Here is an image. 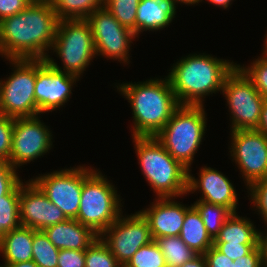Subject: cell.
I'll return each mask as SVG.
<instances>
[{
    "mask_svg": "<svg viewBox=\"0 0 267 267\" xmlns=\"http://www.w3.org/2000/svg\"><path fill=\"white\" fill-rule=\"evenodd\" d=\"M59 19L49 0H34L0 21V55L5 59H46Z\"/></svg>",
    "mask_w": 267,
    "mask_h": 267,
    "instance_id": "1",
    "label": "cell"
},
{
    "mask_svg": "<svg viewBox=\"0 0 267 267\" xmlns=\"http://www.w3.org/2000/svg\"><path fill=\"white\" fill-rule=\"evenodd\" d=\"M116 87L132 109V137H155L181 106L167 76Z\"/></svg>",
    "mask_w": 267,
    "mask_h": 267,
    "instance_id": "2",
    "label": "cell"
},
{
    "mask_svg": "<svg viewBox=\"0 0 267 267\" xmlns=\"http://www.w3.org/2000/svg\"><path fill=\"white\" fill-rule=\"evenodd\" d=\"M237 64L206 53L189 54L171 66L167 77L180 105L203 106L205 97L220 92Z\"/></svg>",
    "mask_w": 267,
    "mask_h": 267,
    "instance_id": "3",
    "label": "cell"
},
{
    "mask_svg": "<svg viewBox=\"0 0 267 267\" xmlns=\"http://www.w3.org/2000/svg\"><path fill=\"white\" fill-rule=\"evenodd\" d=\"M142 174L156 198L187 194L188 169L174 159L155 137H132Z\"/></svg>",
    "mask_w": 267,
    "mask_h": 267,
    "instance_id": "4",
    "label": "cell"
},
{
    "mask_svg": "<svg viewBox=\"0 0 267 267\" xmlns=\"http://www.w3.org/2000/svg\"><path fill=\"white\" fill-rule=\"evenodd\" d=\"M203 106L181 105L155 136L167 152L187 169L203 142L207 118Z\"/></svg>",
    "mask_w": 267,
    "mask_h": 267,
    "instance_id": "5",
    "label": "cell"
},
{
    "mask_svg": "<svg viewBox=\"0 0 267 267\" xmlns=\"http://www.w3.org/2000/svg\"><path fill=\"white\" fill-rule=\"evenodd\" d=\"M110 180L95 169L84 181L76 220L101 235L122 212V199Z\"/></svg>",
    "mask_w": 267,
    "mask_h": 267,
    "instance_id": "6",
    "label": "cell"
},
{
    "mask_svg": "<svg viewBox=\"0 0 267 267\" xmlns=\"http://www.w3.org/2000/svg\"><path fill=\"white\" fill-rule=\"evenodd\" d=\"M51 52L62 61L61 68L50 55L45 59L58 71L81 77L96 58L92 30L86 19L59 20ZM63 69V70H62Z\"/></svg>",
    "mask_w": 267,
    "mask_h": 267,
    "instance_id": "7",
    "label": "cell"
},
{
    "mask_svg": "<svg viewBox=\"0 0 267 267\" xmlns=\"http://www.w3.org/2000/svg\"><path fill=\"white\" fill-rule=\"evenodd\" d=\"M13 72L0 79V114L12 118L35 117L36 59H7Z\"/></svg>",
    "mask_w": 267,
    "mask_h": 267,
    "instance_id": "8",
    "label": "cell"
},
{
    "mask_svg": "<svg viewBox=\"0 0 267 267\" xmlns=\"http://www.w3.org/2000/svg\"><path fill=\"white\" fill-rule=\"evenodd\" d=\"M221 92L229 105L230 131L257 129L265 98L237 65L226 76Z\"/></svg>",
    "mask_w": 267,
    "mask_h": 267,
    "instance_id": "9",
    "label": "cell"
},
{
    "mask_svg": "<svg viewBox=\"0 0 267 267\" xmlns=\"http://www.w3.org/2000/svg\"><path fill=\"white\" fill-rule=\"evenodd\" d=\"M91 167H77L54 170L39 174L32 180L46 194L68 219H76L81 201L83 181L94 171Z\"/></svg>",
    "mask_w": 267,
    "mask_h": 267,
    "instance_id": "10",
    "label": "cell"
},
{
    "mask_svg": "<svg viewBox=\"0 0 267 267\" xmlns=\"http://www.w3.org/2000/svg\"><path fill=\"white\" fill-rule=\"evenodd\" d=\"M86 20L92 30L96 55L129 64L136 34L122 26L105 7L95 10Z\"/></svg>",
    "mask_w": 267,
    "mask_h": 267,
    "instance_id": "11",
    "label": "cell"
},
{
    "mask_svg": "<svg viewBox=\"0 0 267 267\" xmlns=\"http://www.w3.org/2000/svg\"><path fill=\"white\" fill-rule=\"evenodd\" d=\"M230 157L248 189L267 176V138L256 129L230 131Z\"/></svg>",
    "mask_w": 267,
    "mask_h": 267,
    "instance_id": "12",
    "label": "cell"
},
{
    "mask_svg": "<svg viewBox=\"0 0 267 267\" xmlns=\"http://www.w3.org/2000/svg\"><path fill=\"white\" fill-rule=\"evenodd\" d=\"M99 237L122 266L142 246L154 241L149 224L139 211L131 215L122 213Z\"/></svg>",
    "mask_w": 267,
    "mask_h": 267,
    "instance_id": "13",
    "label": "cell"
},
{
    "mask_svg": "<svg viewBox=\"0 0 267 267\" xmlns=\"http://www.w3.org/2000/svg\"><path fill=\"white\" fill-rule=\"evenodd\" d=\"M41 116L14 118L10 164L18 169L43 157L53 147V134Z\"/></svg>",
    "mask_w": 267,
    "mask_h": 267,
    "instance_id": "14",
    "label": "cell"
},
{
    "mask_svg": "<svg viewBox=\"0 0 267 267\" xmlns=\"http://www.w3.org/2000/svg\"><path fill=\"white\" fill-rule=\"evenodd\" d=\"M80 77L56 70L44 59H36L35 101L39 115L64 107Z\"/></svg>",
    "mask_w": 267,
    "mask_h": 267,
    "instance_id": "15",
    "label": "cell"
},
{
    "mask_svg": "<svg viewBox=\"0 0 267 267\" xmlns=\"http://www.w3.org/2000/svg\"><path fill=\"white\" fill-rule=\"evenodd\" d=\"M68 218L53 204L31 179L25 184L20 182L19 220L21 226L35 230H44L46 227L63 222Z\"/></svg>",
    "mask_w": 267,
    "mask_h": 267,
    "instance_id": "16",
    "label": "cell"
},
{
    "mask_svg": "<svg viewBox=\"0 0 267 267\" xmlns=\"http://www.w3.org/2000/svg\"><path fill=\"white\" fill-rule=\"evenodd\" d=\"M191 171L188 169L187 194L191 192L193 194L198 190L202 193V197L196 201L225 206L232 213H236L239 198L233 183L226 175L214 168L203 166L196 179Z\"/></svg>",
    "mask_w": 267,
    "mask_h": 267,
    "instance_id": "17",
    "label": "cell"
},
{
    "mask_svg": "<svg viewBox=\"0 0 267 267\" xmlns=\"http://www.w3.org/2000/svg\"><path fill=\"white\" fill-rule=\"evenodd\" d=\"M175 199V197L155 198L151 206L139 211L149 224L153 240L158 237L180 235L184 217L192 204L182 205V202H175Z\"/></svg>",
    "mask_w": 267,
    "mask_h": 267,
    "instance_id": "18",
    "label": "cell"
},
{
    "mask_svg": "<svg viewBox=\"0 0 267 267\" xmlns=\"http://www.w3.org/2000/svg\"><path fill=\"white\" fill-rule=\"evenodd\" d=\"M44 233L49 241L59 250H86L99 238L91 228L81 224L76 219H67L63 222L46 227Z\"/></svg>",
    "mask_w": 267,
    "mask_h": 267,
    "instance_id": "19",
    "label": "cell"
},
{
    "mask_svg": "<svg viewBox=\"0 0 267 267\" xmlns=\"http://www.w3.org/2000/svg\"><path fill=\"white\" fill-rule=\"evenodd\" d=\"M173 0H140L136 14V36L141 32L158 31L169 27L176 17Z\"/></svg>",
    "mask_w": 267,
    "mask_h": 267,
    "instance_id": "20",
    "label": "cell"
},
{
    "mask_svg": "<svg viewBox=\"0 0 267 267\" xmlns=\"http://www.w3.org/2000/svg\"><path fill=\"white\" fill-rule=\"evenodd\" d=\"M0 253L3 264H12L32 260L33 229L20 226L6 232L0 239Z\"/></svg>",
    "mask_w": 267,
    "mask_h": 267,
    "instance_id": "21",
    "label": "cell"
},
{
    "mask_svg": "<svg viewBox=\"0 0 267 267\" xmlns=\"http://www.w3.org/2000/svg\"><path fill=\"white\" fill-rule=\"evenodd\" d=\"M258 233L250 218L233 213L223 224L213 243L258 244Z\"/></svg>",
    "mask_w": 267,
    "mask_h": 267,
    "instance_id": "22",
    "label": "cell"
},
{
    "mask_svg": "<svg viewBox=\"0 0 267 267\" xmlns=\"http://www.w3.org/2000/svg\"><path fill=\"white\" fill-rule=\"evenodd\" d=\"M179 237L198 254H204L213 246V239L193 206L186 212Z\"/></svg>",
    "mask_w": 267,
    "mask_h": 267,
    "instance_id": "23",
    "label": "cell"
},
{
    "mask_svg": "<svg viewBox=\"0 0 267 267\" xmlns=\"http://www.w3.org/2000/svg\"><path fill=\"white\" fill-rule=\"evenodd\" d=\"M59 20L87 19L104 0H49Z\"/></svg>",
    "mask_w": 267,
    "mask_h": 267,
    "instance_id": "24",
    "label": "cell"
},
{
    "mask_svg": "<svg viewBox=\"0 0 267 267\" xmlns=\"http://www.w3.org/2000/svg\"><path fill=\"white\" fill-rule=\"evenodd\" d=\"M154 241L165 258L166 267H180L198 255L179 236L158 237Z\"/></svg>",
    "mask_w": 267,
    "mask_h": 267,
    "instance_id": "25",
    "label": "cell"
},
{
    "mask_svg": "<svg viewBox=\"0 0 267 267\" xmlns=\"http://www.w3.org/2000/svg\"><path fill=\"white\" fill-rule=\"evenodd\" d=\"M192 206L199 212L208 234L214 240L226 220L233 214L227 207L195 201Z\"/></svg>",
    "mask_w": 267,
    "mask_h": 267,
    "instance_id": "26",
    "label": "cell"
},
{
    "mask_svg": "<svg viewBox=\"0 0 267 267\" xmlns=\"http://www.w3.org/2000/svg\"><path fill=\"white\" fill-rule=\"evenodd\" d=\"M20 183L0 199V239L6 232L21 226L19 220Z\"/></svg>",
    "mask_w": 267,
    "mask_h": 267,
    "instance_id": "27",
    "label": "cell"
},
{
    "mask_svg": "<svg viewBox=\"0 0 267 267\" xmlns=\"http://www.w3.org/2000/svg\"><path fill=\"white\" fill-rule=\"evenodd\" d=\"M59 249L55 247L43 230L33 229L32 260L39 267H57Z\"/></svg>",
    "mask_w": 267,
    "mask_h": 267,
    "instance_id": "28",
    "label": "cell"
},
{
    "mask_svg": "<svg viewBox=\"0 0 267 267\" xmlns=\"http://www.w3.org/2000/svg\"><path fill=\"white\" fill-rule=\"evenodd\" d=\"M140 0H104V7L115 19L136 34V14Z\"/></svg>",
    "mask_w": 267,
    "mask_h": 267,
    "instance_id": "29",
    "label": "cell"
},
{
    "mask_svg": "<svg viewBox=\"0 0 267 267\" xmlns=\"http://www.w3.org/2000/svg\"><path fill=\"white\" fill-rule=\"evenodd\" d=\"M85 267H122L99 237L85 250Z\"/></svg>",
    "mask_w": 267,
    "mask_h": 267,
    "instance_id": "30",
    "label": "cell"
},
{
    "mask_svg": "<svg viewBox=\"0 0 267 267\" xmlns=\"http://www.w3.org/2000/svg\"><path fill=\"white\" fill-rule=\"evenodd\" d=\"M237 66L252 81L257 91L267 99V53L263 52L257 59L251 61L248 66L237 64Z\"/></svg>",
    "mask_w": 267,
    "mask_h": 267,
    "instance_id": "31",
    "label": "cell"
},
{
    "mask_svg": "<svg viewBox=\"0 0 267 267\" xmlns=\"http://www.w3.org/2000/svg\"><path fill=\"white\" fill-rule=\"evenodd\" d=\"M124 267H166L165 258L155 241L142 246Z\"/></svg>",
    "mask_w": 267,
    "mask_h": 267,
    "instance_id": "32",
    "label": "cell"
},
{
    "mask_svg": "<svg viewBox=\"0 0 267 267\" xmlns=\"http://www.w3.org/2000/svg\"><path fill=\"white\" fill-rule=\"evenodd\" d=\"M247 190L253 209L258 212L256 214L261 216L265 223L264 225H267V176L253 183Z\"/></svg>",
    "mask_w": 267,
    "mask_h": 267,
    "instance_id": "33",
    "label": "cell"
},
{
    "mask_svg": "<svg viewBox=\"0 0 267 267\" xmlns=\"http://www.w3.org/2000/svg\"><path fill=\"white\" fill-rule=\"evenodd\" d=\"M14 118L0 114V160L10 163Z\"/></svg>",
    "mask_w": 267,
    "mask_h": 267,
    "instance_id": "34",
    "label": "cell"
},
{
    "mask_svg": "<svg viewBox=\"0 0 267 267\" xmlns=\"http://www.w3.org/2000/svg\"><path fill=\"white\" fill-rule=\"evenodd\" d=\"M17 169L9 162L0 160V199L9 194L22 180Z\"/></svg>",
    "mask_w": 267,
    "mask_h": 267,
    "instance_id": "35",
    "label": "cell"
},
{
    "mask_svg": "<svg viewBox=\"0 0 267 267\" xmlns=\"http://www.w3.org/2000/svg\"><path fill=\"white\" fill-rule=\"evenodd\" d=\"M57 267H85V250H59Z\"/></svg>",
    "mask_w": 267,
    "mask_h": 267,
    "instance_id": "36",
    "label": "cell"
},
{
    "mask_svg": "<svg viewBox=\"0 0 267 267\" xmlns=\"http://www.w3.org/2000/svg\"><path fill=\"white\" fill-rule=\"evenodd\" d=\"M213 245L232 261L247 255L257 244H234V243H213Z\"/></svg>",
    "mask_w": 267,
    "mask_h": 267,
    "instance_id": "37",
    "label": "cell"
},
{
    "mask_svg": "<svg viewBox=\"0 0 267 267\" xmlns=\"http://www.w3.org/2000/svg\"><path fill=\"white\" fill-rule=\"evenodd\" d=\"M33 1L34 0H0V21L20 13Z\"/></svg>",
    "mask_w": 267,
    "mask_h": 267,
    "instance_id": "38",
    "label": "cell"
},
{
    "mask_svg": "<svg viewBox=\"0 0 267 267\" xmlns=\"http://www.w3.org/2000/svg\"><path fill=\"white\" fill-rule=\"evenodd\" d=\"M208 267H233V261L214 245L204 253Z\"/></svg>",
    "mask_w": 267,
    "mask_h": 267,
    "instance_id": "39",
    "label": "cell"
},
{
    "mask_svg": "<svg viewBox=\"0 0 267 267\" xmlns=\"http://www.w3.org/2000/svg\"><path fill=\"white\" fill-rule=\"evenodd\" d=\"M233 267H262L259 247L253 248L247 255L234 260Z\"/></svg>",
    "mask_w": 267,
    "mask_h": 267,
    "instance_id": "40",
    "label": "cell"
},
{
    "mask_svg": "<svg viewBox=\"0 0 267 267\" xmlns=\"http://www.w3.org/2000/svg\"><path fill=\"white\" fill-rule=\"evenodd\" d=\"M267 225H265L266 227ZM267 230L261 231L258 233V244L260 253H261V264L262 267H267Z\"/></svg>",
    "mask_w": 267,
    "mask_h": 267,
    "instance_id": "41",
    "label": "cell"
},
{
    "mask_svg": "<svg viewBox=\"0 0 267 267\" xmlns=\"http://www.w3.org/2000/svg\"><path fill=\"white\" fill-rule=\"evenodd\" d=\"M267 138V99H265L257 129Z\"/></svg>",
    "mask_w": 267,
    "mask_h": 267,
    "instance_id": "42",
    "label": "cell"
},
{
    "mask_svg": "<svg viewBox=\"0 0 267 267\" xmlns=\"http://www.w3.org/2000/svg\"><path fill=\"white\" fill-rule=\"evenodd\" d=\"M180 267H208L204 254H198L190 261L185 262Z\"/></svg>",
    "mask_w": 267,
    "mask_h": 267,
    "instance_id": "43",
    "label": "cell"
},
{
    "mask_svg": "<svg viewBox=\"0 0 267 267\" xmlns=\"http://www.w3.org/2000/svg\"><path fill=\"white\" fill-rule=\"evenodd\" d=\"M1 267H39L33 260L12 264H1Z\"/></svg>",
    "mask_w": 267,
    "mask_h": 267,
    "instance_id": "44",
    "label": "cell"
},
{
    "mask_svg": "<svg viewBox=\"0 0 267 267\" xmlns=\"http://www.w3.org/2000/svg\"><path fill=\"white\" fill-rule=\"evenodd\" d=\"M203 0H201L202 2ZM213 5H216L217 7L227 9L229 6H231V3L233 0H207Z\"/></svg>",
    "mask_w": 267,
    "mask_h": 267,
    "instance_id": "45",
    "label": "cell"
},
{
    "mask_svg": "<svg viewBox=\"0 0 267 267\" xmlns=\"http://www.w3.org/2000/svg\"><path fill=\"white\" fill-rule=\"evenodd\" d=\"M173 2L176 4H182V5H195V4H199L201 2V0H173Z\"/></svg>",
    "mask_w": 267,
    "mask_h": 267,
    "instance_id": "46",
    "label": "cell"
},
{
    "mask_svg": "<svg viewBox=\"0 0 267 267\" xmlns=\"http://www.w3.org/2000/svg\"><path fill=\"white\" fill-rule=\"evenodd\" d=\"M267 33V31H266ZM264 47H263V52H266L267 53V34L265 35V41H264Z\"/></svg>",
    "mask_w": 267,
    "mask_h": 267,
    "instance_id": "47",
    "label": "cell"
}]
</instances>
